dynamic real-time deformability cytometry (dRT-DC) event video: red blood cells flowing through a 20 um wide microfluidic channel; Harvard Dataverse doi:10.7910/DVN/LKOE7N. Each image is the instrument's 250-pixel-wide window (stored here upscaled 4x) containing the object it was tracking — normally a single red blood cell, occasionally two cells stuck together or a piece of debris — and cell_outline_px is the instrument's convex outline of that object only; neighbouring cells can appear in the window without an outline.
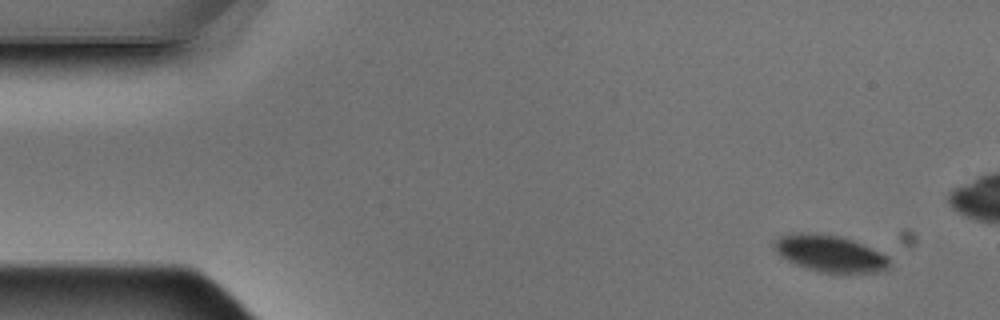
{"species": "Egyptian fruit bat (a non-hibernating species)", "species_latin": "Rousettus aegyptiacus", "temperature_condition": "warm", "stored_images_in_passage": 5, "camera_frame_rate_fps": 3000, "um_per_image_px": 0.085, "animal": {"sex": "male"}, "frame": {"image": 1, "passage_image": 1, "time_ms": 0.0, "image_size_px": [1000, 320], "cell_outline_px": [[888, 268], [880, 272], [820, 272], [796, 264], [780, 256], [772, 248], [772, 244], [780, 236], [796, 232], [800, 232], [840, 236], [852, 240], [888, 256]], "centroid_in_image_um": [70.49, 21.54], "position_along_channel_um": 14.5, "area_um2": 24.22}}